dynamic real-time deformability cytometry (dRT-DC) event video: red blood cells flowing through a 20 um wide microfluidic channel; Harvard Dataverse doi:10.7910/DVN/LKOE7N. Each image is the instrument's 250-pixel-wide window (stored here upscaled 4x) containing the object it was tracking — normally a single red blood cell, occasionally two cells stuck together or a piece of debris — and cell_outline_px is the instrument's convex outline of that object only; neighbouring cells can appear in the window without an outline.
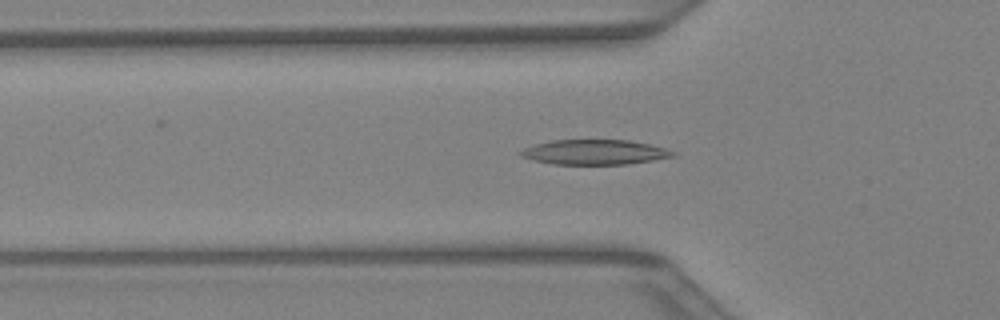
{"species": "Egyptian fruit bat (a non-hibernating species)", "species_latin": "Rousettus aegyptiacus", "temperature_condition": "warm", "stored_images_in_passage": 32, "segment_of_instrument_passage": [1, 2], "camera_frame_rate_fps": 3000, "um_per_image_px": 0.085, "animal": {"sex": "female"}, "frame": {"image": 1, "passage_image": 4, "time_ms": 1.0, "image_size_px": [1000, 320], "cell_outline_px": [[676, 156], [628, 164], [552, 164], [532, 160], [520, 156], [516, 152], [524, 148], [536, 144], [552, 140], [628, 140], [648, 144], [664, 148], [676, 152]], "centroid_in_image_um": [50.5, 12.93], "position_along_channel_um": 75.3, "area_um2": 22.08}}
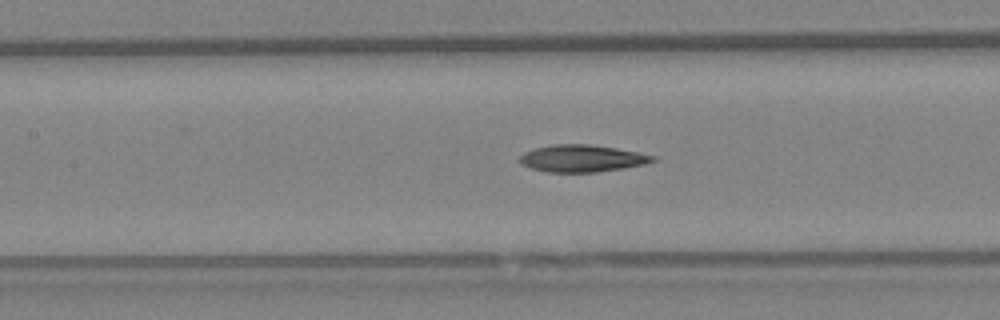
{"frame": {"image": 2, "passage_image": 9, "time_ms": 2.667, "image_size_px": [1000, 320], "cell_outline_px": [[656, 160], [644, 164], [624, 168], [596, 172], [548, 172], [532, 168], [520, 164], [520, 156], [524, 152], [536, 148], [552, 144], [588, 144], [616, 148], [656, 156]], "centroid_in_image_um": [49.46, 13.46], "position_along_channel_um": 157.9, "area_um2": 20.87}}
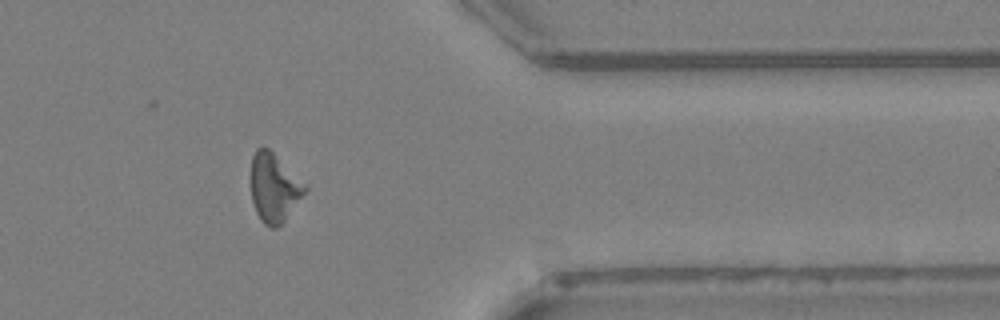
{"frame": {"image": 3, "passage_image": 24, "time_ms": 7.667, "image_size_px": [1000, 320], "cell_outline_px": [[308, 188], [284, 220], [276, 228], [272, 228], [264, 224], [260, 220], [256, 212], [252, 200], [252, 156], [256, 148], [268, 148], [308, 184]], "centroid_in_image_um": [23.31, 15.95], "position_along_channel_um": 388.1, "area_um2": 21.39}}